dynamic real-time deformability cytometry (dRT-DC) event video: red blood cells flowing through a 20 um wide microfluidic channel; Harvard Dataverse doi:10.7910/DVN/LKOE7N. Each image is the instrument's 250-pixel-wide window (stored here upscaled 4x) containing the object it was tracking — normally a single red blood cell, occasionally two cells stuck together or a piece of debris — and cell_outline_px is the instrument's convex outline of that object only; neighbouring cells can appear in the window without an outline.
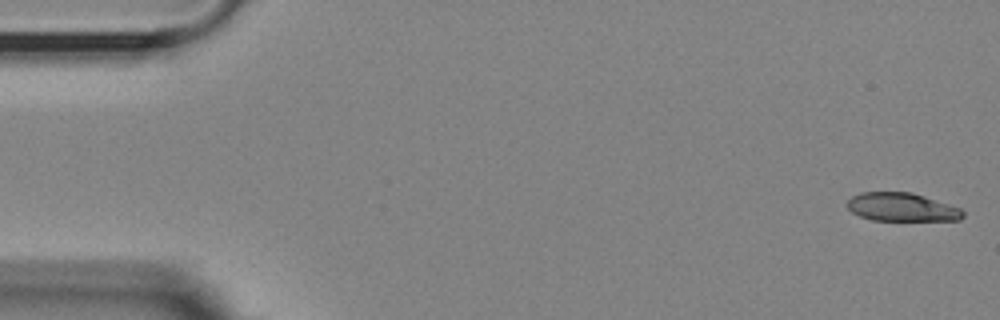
{"species": "Egyptian fruit bat (a non-hibernating species)", "species_latin": "Rousettus aegyptiacus", "temperature_condition": "room temperature", "stored_images_in_passage": 16, "camera_frame_rate_fps": 3000, "um_per_image_px": 0.085, "animal": {"sex": "female"}, "frame": {"image": 1, "passage_image": 1, "time_ms": 0.0, "image_size_px": [1000, 320], "cell_outline_px": [[964, 216], [960, 220], [872, 220], [860, 216], [852, 212], [844, 204], [852, 196], [860, 192], [912, 192], [960, 208], [964, 212]], "centroid_in_image_um": [76.62, 17.6], "position_along_channel_um": 8.4, "area_um2": 19.13}}
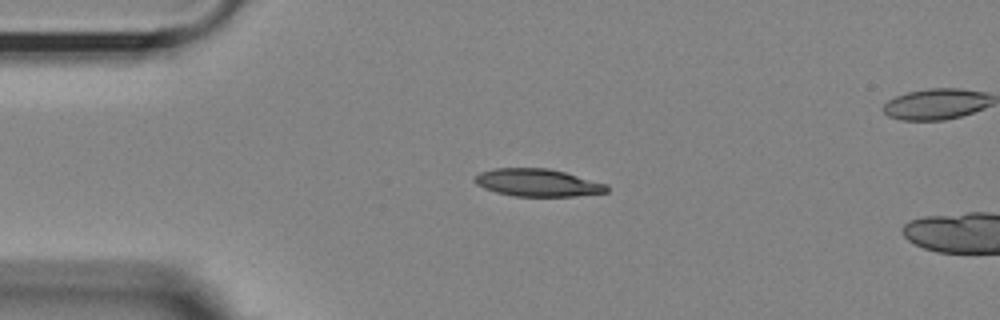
{"frame": {"image": 2, "passage_image": 12, "time_ms": 3.667, "image_size_px": [1000, 320], "cell_outline_px": [[608, 192], [576, 196], [516, 196], [496, 192], [484, 188], [476, 184], [472, 180], [480, 172], [496, 168], [548, 168], [564, 172], [608, 184]], "centroid_in_image_um": [45.7, 15.53], "position_along_channel_um": 39.3, "area_um2": 21.15}}